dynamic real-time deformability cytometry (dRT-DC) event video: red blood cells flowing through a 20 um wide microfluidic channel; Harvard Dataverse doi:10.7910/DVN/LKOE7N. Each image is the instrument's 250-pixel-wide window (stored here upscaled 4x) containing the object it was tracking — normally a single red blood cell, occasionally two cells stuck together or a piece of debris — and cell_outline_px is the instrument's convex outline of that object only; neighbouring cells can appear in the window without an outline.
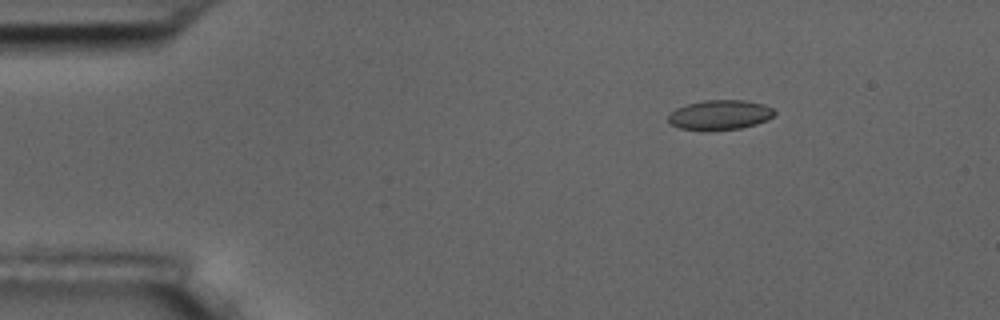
{"species": "common noctule bat (a hibernating species)", "species_latin": "Nyctalus noctula", "temperature_condition": "room temperature", "stored_images_in_passage": 5, "camera_frame_rate_fps": 3000, "um_per_image_px": 0.085, "animal": {"sex": "male", "body_mass_g": 17.5, "forearm_length_mm": 52.3}, "frame": {"image": 1, "passage_image": 2, "time_ms": 2.0, "image_size_px": [1000, 320], "cell_outline_px": [[776, 112], [768, 120], [756, 124], [740, 128], [704, 132], [680, 128], [672, 124], [668, 120], [668, 116], [676, 108], [688, 104], [704, 100], [744, 100], [764, 104], [772, 108]], "centroid_in_image_um": [61.19, 9.78], "position_along_channel_um": 23.8, "area_um2": 18.61}}
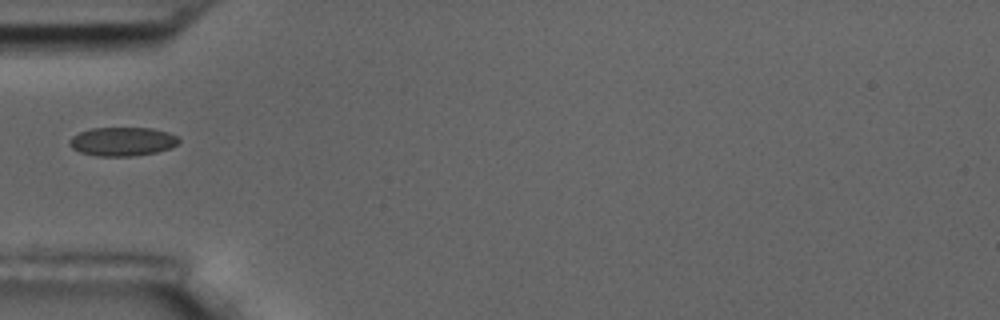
{"frame": {"image": 2, "passage_image": 5, "time_ms": 5.333, "image_size_px": [1000, 320], "cell_outline_px": [[180, 140], [172, 148], [156, 152], [136, 156], [96, 156], [80, 152], [72, 148], [68, 144], [68, 140], [72, 136], [88, 128], [152, 128], [168, 132], [176, 136]], "centroid_in_image_um": [10.38, 12.03], "position_along_channel_um": 74.6, "area_um2": 18.5}}